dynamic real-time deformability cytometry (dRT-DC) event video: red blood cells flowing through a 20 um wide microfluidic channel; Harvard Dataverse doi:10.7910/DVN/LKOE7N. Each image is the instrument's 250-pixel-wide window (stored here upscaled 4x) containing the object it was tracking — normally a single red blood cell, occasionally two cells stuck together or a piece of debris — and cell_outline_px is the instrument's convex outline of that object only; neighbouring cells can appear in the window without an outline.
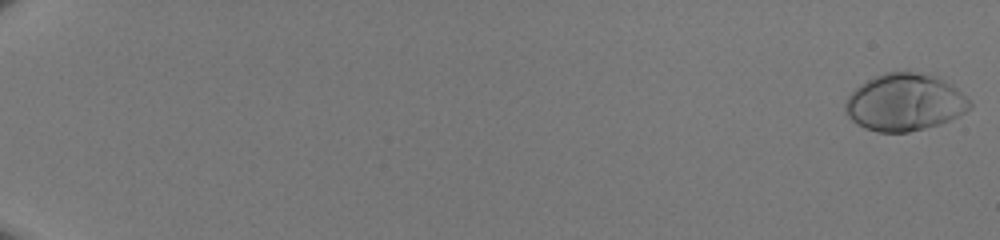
{"species": "human", "species_latin": "Homo sapiens", "temperature_condition": "room temperature", "stored_images_in_passage": 51, "camera_frame_rate_fps": 3000, "um_per_image_px": 0.085, "donor": {"sex": "male"}, "frame": {"image": 1, "passage_image": 1, "time_ms": 0.0, "image_size_px": [1000, 240], "cell_outline_px": [[972, 108], [940, 124], [908, 132], [876, 132], [864, 128], [856, 124], [844, 112], [844, 104], [848, 96], [860, 84], [884, 72], [912, 72], [932, 76], [944, 80], [956, 88], [972, 104]], "centroid_in_image_um": [76.85, 8.72], "position_along_channel_um": 8.1, "area_um2": 41.1}}
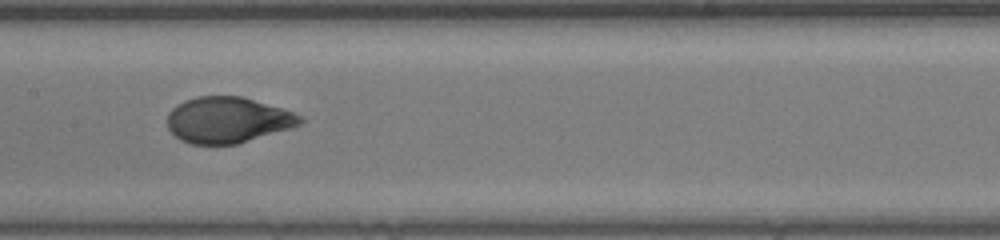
{"frame": {"image": 2, "passage_image": 30, "time_ms": 9.667, "image_size_px": [1000, 240], "cell_outline_px": [[304, 120], [300, 124], [292, 128], [236, 144], [192, 144], [180, 140], [168, 128], [168, 112], [176, 104], [184, 100], [196, 96], [240, 96], [280, 108], [304, 116]], "centroid_in_image_um": [19.34, 10.2], "position_along_channel_um": 188.1, "area_um2": 35.49}}
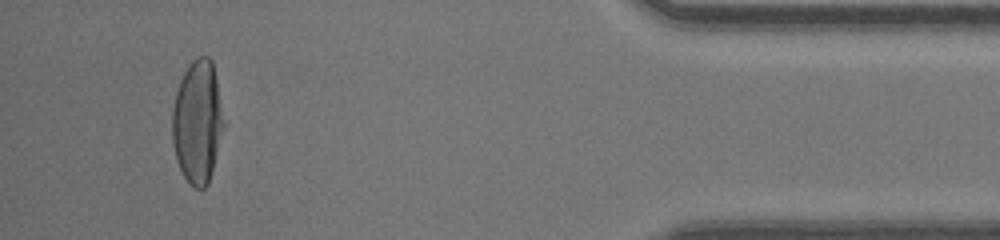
{"frame": {"image": 3, "passage_image": 49, "time_ms": 16.0, "image_size_px": [1000, 240], "cell_outline_px": [[224, 124], [208, 184], [204, 188], [192, 188], [188, 184], [176, 160], [172, 140], [172, 112], [176, 92], [180, 80], [188, 64], [192, 60], [200, 56], [208, 56], [212, 60], [216, 80]], "centroid_in_image_um": [16.76, 10.36], "position_along_channel_um": 418.4, "area_um2": 36.53}}